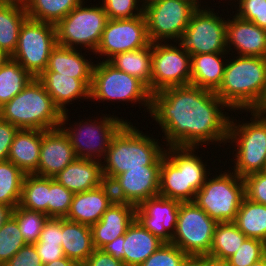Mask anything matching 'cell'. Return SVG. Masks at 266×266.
Instances as JSON below:
<instances>
[{
    "instance_id": "9a60e30c",
    "label": "cell",
    "mask_w": 266,
    "mask_h": 266,
    "mask_svg": "<svg viewBox=\"0 0 266 266\" xmlns=\"http://www.w3.org/2000/svg\"><path fill=\"white\" fill-rule=\"evenodd\" d=\"M190 80L191 55L179 43H152L151 94L190 85Z\"/></svg>"
},
{
    "instance_id": "5b68a950",
    "label": "cell",
    "mask_w": 266,
    "mask_h": 266,
    "mask_svg": "<svg viewBox=\"0 0 266 266\" xmlns=\"http://www.w3.org/2000/svg\"><path fill=\"white\" fill-rule=\"evenodd\" d=\"M62 115L43 84L35 77L19 94L0 107V118L18 129H56L60 127Z\"/></svg>"
},
{
    "instance_id": "4316f807",
    "label": "cell",
    "mask_w": 266,
    "mask_h": 266,
    "mask_svg": "<svg viewBox=\"0 0 266 266\" xmlns=\"http://www.w3.org/2000/svg\"><path fill=\"white\" fill-rule=\"evenodd\" d=\"M163 243L135 219L124 234V265L140 266Z\"/></svg>"
},
{
    "instance_id": "d6a6232c",
    "label": "cell",
    "mask_w": 266,
    "mask_h": 266,
    "mask_svg": "<svg viewBox=\"0 0 266 266\" xmlns=\"http://www.w3.org/2000/svg\"><path fill=\"white\" fill-rule=\"evenodd\" d=\"M85 0H23L28 18L56 25Z\"/></svg>"
},
{
    "instance_id": "ee69618b",
    "label": "cell",
    "mask_w": 266,
    "mask_h": 266,
    "mask_svg": "<svg viewBox=\"0 0 266 266\" xmlns=\"http://www.w3.org/2000/svg\"><path fill=\"white\" fill-rule=\"evenodd\" d=\"M239 7L235 15L266 30V0H234Z\"/></svg>"
},
{
    "instance_id": "4fadbf2b",
    "label": "cell",
    "mask_w": 266,
    "mask_h": 266,
    "mask_svg": "<svg viewBox=\"0 0 266 266\" xmlns=\"http://www.w3.org/2000/svg\"><path fill=\"white\" fill-rule=\"evenodd\" d=\"M217 222L194 202H181L171 243L187 255H208Z\"/></svg>"
},
{
    "instance_id": "9f6ffc18",
    "label": "cell",
    "mask_w": 266,
    "mask_h": 266,
    "mask_svg": "<svg viewBox=\"0 0 266 266\" xmlns=\"http://www.w3.org/2000/svg\"><path fill=\"white\" fill-rule=\"evenodd\" d=\"M209 266H230L227 261L217 260L209 256Z\"/></svg>"
},
{
    "instance_id": "be15d7a7",
    "label": "cell",
    "mask_w": 266,
    "mask_h": 266,
    "mask_svg": "<svg viewBox=\"0 0 266 266\" xmlns=\"http://www.w3.org/2000/svg\"><path fill=\"white\" fill-rule=\"evenodd\" d=\"M263 258H264L265 261H266V243H265V246H264V255H263Z\"/></svg>"
},
{
    "instance_id": "c3c4849f",
    "label": "cell",
    "mask_w": 266,
    "mask_h": 266,
    "mask_svg": "<svg viewBox=\"0 0 266 266\" xmlns=\"http://www.w3.org/2000/svg\"><path fill=\"white\" fill-rule=\"evenodd\" d=\"M18 128L0 118V162L8 160V154Z\"/></svg>"
},
{
    "instance_id": "7c38bea8",
    "label": "cell",
    "mask_w": 266,
    "mask_h": 266,
    "mask_svg": "<svg viewBox=\"0 0 266 266\" xmlns=\"http://www.w3.org/2000/svg\"><path fill=\"white\" fill-rule=\"evenodd\" d=\"M56 46L54 24L27 18L21 25L17 48L11 58L37 78L46 70L51 51Z\"/></svg>"
},
{
    "instance_id": "681fc988",
    "label": "cell",
    "mask_w": 266,
    "mask_h": 266,
    "mask_svg": "<svg viewBox=\"0 0 266 266\" xmlns=\"http://www.w3.org/2000/svg\"><path fill=\"white\" fill-rule=\"evenodd\" d=\"M38 241L62 242V218H48Z\"/></svg>"
},
{
    "instance_id": "f35d334b",
    "label": "cell",
    "mask_w": 266,
    "mask_h": 266,
    "mask_svg": "<svg viewBox=\"0 0 266 266\" xmlns=\"http://www.w3.org/2000/svg\"><path fill=\"white\" fill-rule=\"evenodd\" d=\"M26 244L17 221L11 216L0 228V266L5 265Z\"/></svg>"
},
{
    "instance_id": "d6986e66",
    "label": "cell",
    "mask_w": 266,
    "mask_h": 266,
    "mask_svg": "<svg viewBox=\"0 0 266 266\" xmlns=\"http://www.w3.org/2000/svg\"><path fill=\"white\" fill-rule=\"evenodd\" d=\"M76 158L70 140L60 127L44 130L38 169L33 174L54 178Z\"/></svg>"
},
{
    "instance_id": "1f68e13d",
    "label": "cell",
    "mask_w": 266,
    "mask_h": 266,
    "mask_svg": "<svg viewBox=\"0 0 266 266\" xmlns=\"http://www.w3.org/2000/svg\"><path fill=\"white\" fill-rule=\"evenodd\" d=\"M233 223L247 238L266 243V205L244 197Z\"/></svg>"
},
{
    "instance_id": "4dcf8cb0",
    "label": "cell",
    "mask_w": 266,
    "mask_h": 266,
    "mask_svg": "<svg viewBox=\"0 0 266 266\" xmlns=\"http://www.w3.org/2000/svg\"><path fill=\"white\" fill-rule=\"evenodd\" d=\"M107 62L114 68L138 78L151 93L152 43L141 49L117 54Z\"/></svg>"
},
{
    "instance_id": "f546056e",
    "label": "cell",
    "mask_w": 266,
    "mask_h": 266,
    "mask_svg": "<svg viewBox=\"0 0 266 266\" xmlns=\"http://www.w3.org/2000/svg\"><path fill=\"white\" fill-rule=\"evenodd\" d=\"M27 18L23 1L0 4V49L10 57L17 48L19 31Z\"/></svg>"
},
{
    "instance_id": "8992f818",
    "label": "cell",
    "mask_w": 266,
    "mask_h": 266,
    "mask_svg": "<svg viewBox=\"0 0 266 266\" xmlns=\"http://www.w3.org/2000/svg\"><path fill=\"white\" fill-rule=\"evenodd\" d=\"M250 121L236 123L230 118L227 143H235L233 172L241 178L266 171V113L248 110ZM235 120V122H234Z\"/></svg>"
},
{
    "instance_id": "91938a15",
    "label": "cell",
    "mask_w": 266,
    "mask_h": 266,
    "mask_svg": "<svg viewBox=\"0 0 266 266\" xmlns=\"http://www.w3.org/2000/svg\"><path fill=\"white\" fill-rule=\"evenodd\" d=\"M156 1H159V0H139L140 4L142 3L141 6L143 8H145L146 6L152 4V3L156 2Z\"/></svg>"
},
{
    "instance_id": "11a10c76",
    "label": "cell",
    "mask_w": 266,
    "mask_h": 266,
    "mask_svg": "<svg viewBox=\"0 0 266 266\" xmlns=\"http://www.w3.org/2000/svg\"><path fill=\"white\" fill-rule=\"evenodd\" d=\"M42 266H79L75 261L67 258L66 256L51 263L43 264Z\"/></svg>"
},
{
    "instance_id": "f5cc1de1",
    "label": "cell",
    "mask_w": 266,
    "mask_h": 266,
    "mask_svg": "<svg viewBox=\"0 0 266 266\" xmlns=\"http://www.w3.org/2000/svg\"><path fill=\"white\" fill-rule=\"evenodd\" d=\"M180 266H209V255H187Z\"/></svg>"
},
{
    "instance_id": "f907efd6",
    "label": "cell",
    "mask_w": 266,
    "mask_h": 266,
    "mask_svg": "<svg viewBox=\"0 0 266 266\" xmlns=\"http://www.w3.org/2000/svg\"><path fill=\"white\" fill-rule=\"evenodd\" d=\"M81 266H125L124 263L101 249H94Z\"/></svg>"
},
{
    "instance_id": "d590c367",
    "label": "cell",
    "mask_w": 266,
    "mask_h": 266,
    "mask_svg": "<svg viewBox=\"0 0 266 266\" xmlns=\"http://www.w3.org/2000/svg\"><path fill=\"white\" fill-rule=\"evenodd\" d=\"M49 191L50 177L26 174L19 205L25 209L43 212L48 216Z\"/></svg>"
},
{
    "instance_id": "816d5d0a",
    "label": "cell",
    "mask_w": 266,
    "mask_h": 266,
    "mask_svg": "<svg viewBox=\"0 0 266 266\" xmlns=\"http://www.w3.org/2000/svg\"><path fill=\"white\" fill-rule=\"evenodd\" d=\"M124 235L117 237L112 242L105 244L101 250L105 253L111 254L116 259L122 261L124 263Z\"/></svg>"
},
{
    "instance_id": "d4e9b609",
    "label": "cell",
    "mask_w": 266,
    "mask_h": 266,
    "mask_svg": "<svg viewBox=\"0 0 266 266\" xmlns=\"http://www.w3.org/2000/svg\"><path fill=\"white\" fill-rule=\"evenodd\" d=\"M37 79L62 113L69 111L66 104L74 100H90V89L79 79L57 72H42Z\"/></svg>"
},
{
    "instance_id": "9c48e42d",
    "label": "cell",
    "mask_w": 266,
    "mask_h": 266,
    "mask_svg": "<svg viewBox=\"0 0 266 266\" xmlns=\"http://www.w3.org/2000/svg\"><path fill=\"white\" fill-rule=\"evenodd\" d=\"M98 63V64H97ZM93 66L90 99L94 101H124L139 103L150 113L152 94L138 78L100 60ZM129 101V102H128Z\"/></svg>"
},
{
    "instance_id": "f1b7e54d",
    "label": "cell",
    "mask_w": 266,
    "mask_h": 266,
    "mask_svg": "<svg viewBox=\"0 0 266 266\" xmlns=\"http://www.w3.org/2000/svg\"><path fill=\"white\" fill-rule=\"evenodd\" d=\"M67 258L81 266L93 253L91 227L62 219V244Z\"/></svg>"
},
{
    "instance_id": "ffe728a7",
    "label": "cell",
    "mask_w": 266,
    "mask_h": 266,
    "mask_svg": "<svg viewBox=\"0 0 266 266\" xmlns=\"http://www.w3.org/2000/svg\"><path fill=\"white\" fill-rule=\"evenodd\" d=\"M232 17L233 19H227L226 26L228 53L236 51L235 54L240 56L266 58V30L250 21L240 19L236 15ZM231 47L235 50L233 51Z\"/></svg>"
},
{
    "instance_id": "74e56055",
    "label": "cell",
    "mask_w": 266,
    "mask_h": 266,
    "mask_svg": "<svg viewBox=\"0 0 266 266\" xmlns=\"http://www.w3.org/2000/svg\"><path fill=\"white\" fill-rule=\"evenodd\" d=\"M12 217L17 221L27 244H34L40 239L43 226L49 218L43 212L25 209L19 204L13 209Z\"/></svg>"
},
{
    "instance_id": "44dd1931",
    "label": "cell",
    "mask_w": 266,
    "mask_h": 266,
    "mask_svg": "<svg viewBox=\"0 0 266 266\" xmlns=\"http://www.w3.org/2000/svg\"><path fill=\"white\" fill-rule=\"evenodd\" d=\"M115 201L109 182L80 193H74L70 210L65 219L92 226L100 221L103 213Z\"/></svg>"
},
{
    "instance_id": "db71d44e",
    "label": "cell",
    "mask_w": 266,
    "mask_h": 266,
    "mask_svg": "<svg viewBox=\"0 0 266 266\" xmlns=\"http://www.w3.org/2000/svg\"><path fill=\"white\" fill-rule=\"evenodd\" d=\"M13 207L0 203V228L12 216Z\"/></svg>"
},
{
    "instance_id": "603a6c76",
    "label": "cell",
    "mask_w": 266,
    "mask_h": 266,
    "mask_svg": "<svg viewBox=\"0 0 266 266\" xmlns=\"http://www.w3.org/2000/svg\"><path fill=\"white\" fill-rule=\"evenodd\" d=\"M54 179L73 193L95 189L105 183L101 161L76 158Z\"/></svg>"
},
{
    "instance_id": "60d3db41",
    "label": "cell",
    "mask_w": 266,
    "mask_h": 266,
    "mask_svg": "<svg viewBox=\"0 0 266 266\" xmlns=\"http://www.w3.org/2000/svg\"><path fill=\"white\" fill-rule=\"evenodd\" d=\"M265 242L246 238L227 262L230 266H249L263 258Z\"/></svg>"
},
{
    "instance_id": "7dc6e473",
    "label": "cell",
    "mask_w": 266,
    "mask_h": 266,
    "mask_svg": "<svg viewBox=\"0 0 266 266\" xmlns=\"http://www.w3.org/2000/svg\"><path fill=\"white\" fill-rule=\"evenodd\" d=\"M61 244L62 242L52 241H37L34 243L42 264H48L65 257Z\"/></svg>"
},
{
    "instance_id": "8d00e7d4",
    "label": "cell",
    "mask_w": 266,
    "mask_h": 266,
    "mask_svg": "<svg viewBox=\"0 0 266 266\" xmlns=\"http://www.w3.org/2000/svg\"><path fill=\"white\" fill-rule=\"evenodd\" d=\"M25 173L11 161L0 162V203L15 208L21 199Z\"/></svg>"
},
{
    "instance_id": "5bb4252c",
    "label": "cell",
    "mask_w": 266,
    "mask_h": 266,
    "mask_svg": "<svg viewBox=\"0 0 266 266\" xmlns=\"http://www.w3.org/2000/svg\"><path fill=\"white\" fill-rule=\"evenodd\" d=\"M199 6L193 13L179 44L192 56L203 53H228L227 20L210 7ZM218 14V15H217Z\"/></svg>"
},
{
    "instance_id": "83f0119b",
    "label": "cell",
    "mask_w": 266,
    "mask_h": 266,
    "mask_svg": "<svg viewBox=\"0 0 266 266\" xmlns=\"http://www.w3.org/2000/svg\"><path fill=\"white\" fill-rule=\"evenodd\" d=\"M226 55H228V53H203L192 55L190 84L215 92L222 83L227 64V59L225 61ZM222 58H224V60Z\"/></svg>"
},
{
    "instance_id": "7a4b0ae2",
    "label": "cell",
    "mask_w": 266,
    "mask_h": 266,
    "mask_svg": "<svg viewBox=\"0 0 266 266\" xmlns=\"http://www.w3.org/2000/svg\"><path fill=\"white\" fill-rule=\"evenodd\" d=\"M232 58L227 59L222 83L215 94L233 112L255 110L266 91V58L235 54Z\"/></svg>"
},
{
    "instance_id": "6da1fadb",
    "label": "cell",
    "mask_w": 266,
    "mask_h": 266,
    "mask_svg": "<svg viewBox=\"0 0 266 266\" xmlns=\"http://www.w3.org/2000/svg\"><path fill=\"white\" fill-rule=\"evenodd\" d=\"M226 109L232 111L214 91L190 84L152 94L149 114L159 123L166 148L202 147L210 142L224 146L231 118Z\"/></svg>"
},
{
    "instance_id": "484cf974",
    "label": "cell",
    "mask_w": 266,
    "mask_h": 266,
    "mask_svg": "<svg viewBox=\"0 0 266 266\" xmlns=\"http://www.w3.org/2000/svg\"><path fill=\"white\" fill-rule=\"evenodd\" d=\"M43 130L18 129L11 144L8 161L25 174L38 169Z\"/></svg>"
},
{
    "instance_id": "cb8c5ba5",
    "label": "cell",
    "mask_w": 266,
    "mask_h": 266,
    "mask_svg": "<svg viewBox=\"0 0 266 266\" xmlns=\"http://www.w3.org/2000/svg\"><path fill=\"white\" fill-rule=\"evenodd\" d=\"M81 51V52H80ZM94 63L87 59L82 50L57 45L49 56L44 72H57L81 80L89 89L92 84Z\"/></svg>"
},
{
    "instance_id": "7bdbcfd3",
    "label": "cell",
    "mask_w": 266,
    "mask_h": 266,
    "mask_svg": "<svg viewBox=\"0 0 266 266\" xmlns=\"http://www.w3.org/2000/svg\"><path fill=\"white\" fill-rule=\"evenodd\" d=\"M108 19H132L143 15L139 0H102Z\"/></svg>"
},
{
    "instance_id": "f6af8a7d",
    "label": "cell",
    "mask_w": 266,
    "mask_h": 266,
    "mask_svg": "<svg viewBox=\"0 0 266 266\" xmlns=\"http://www.w3.org/2000/svg\"><path fill=\"white\" fill-rule=\"evenodd\" d=\"M243 180L245 197L253 202L266 205V171L249 174Z\"/></svg>"
},
{
    "instance_id": "52a82bcc",
    "label": "cell",
    "mask_w": 266,
    "mask_h": 266,
    "mask_svg": "<svg viewBox=\"0 0 266 266\" xmlns=\"http://www.w3.org/2000/svg\"><path fill=\"white\" fill-rule=\"evenodd\" d=\"M222 172L213 177L210 173L193 200L217 223L233 222L245 197L243 178L233 171Z\"/></svg>"
},
{
    "instance_id": "7402d4cb",
    "label": "cell",
    "mask_w": 266,
    "mask_h": 266,
    "mask_svg": "<svg viewBox=\"0 0 266 266\" xmlns=\"http://www.w3.org/2000/svg\"><path fill=\"white\" fill-rule=\"evenodd\" d=\"M135 208L131 204L114 201L103 213L100 221L91 226L94 248L101 249L105 244L123 236L135 220Z\"/></svg>"
},
{
    "instance_id": "8fae6325",
    "label": "cell",
    "mask_w": 266,
    "mask_h": 266,
    "mask_svg": "<svg viewBox=\"0 0 266 266\" xmlns=\"http://www.w3.org/2000/svg\"><path fill=\"white\" fill-rule=\"evenodd\" d=\"M199 6L195 0H159L146 6L143 14L150 42H179Z\"/></svg>"
},
{
    "instance_id": "bcb514c9",
    "label": "cell",
    "mask_w": 266,
    "mask_h": 266,
    "mask_svg": "<svg viewBox=\"0 0 266 266\" xmlns=\"http://www.w3.org/2000/svg\"><path fill=\"white\" fill-rule=\"evenodd\" d=\"M42 262L34 244L23 246L5 265L3 266H42Z\"/></svg>"
},
{
    "instance_id": "ba28073f",
    "label": "cell",
    "mask_w": 266,
    "mask_h": 266,
    "mask_svg": "<svg viewBox=\"0 0 266 266\" xmlns=\"http://www.w3.org/2000/svg\"><path fill=\"white\" fill-rule=\"evenodd\" d=\"M105 115L100 121L98 118L97 121L87 118L85 122L81 119L79 123L75 121V125L69 123L68 127L65 125H68V112L63 113L60 128L70 140L77 158L102 161L113 137L128 122L122 117Z\"/></svg>"
},
{
    "instance_id": "6f0895ef",
    "label": "cell",
    "mask_w": 266,
    "mask_h": 266,
    "mask_svg": "<svg viewBox=\"0 0 266 266\" xmlns=\"http://www.w3.org/2000/svg\"><path fill=\"white\" fill-rule=\"evenodd\" d=\"M255 111L260 113H266V91L264 93L262 101L260 102V105L255 109Z\"/></svg>"
},
{
    "instance_id": "e575fe53",
    "label": "cell",
    "mask_w": 266,
    "mask_h": 266,
    "mask_svg": "<svg viewBox=\"0 0 266 266\" xmlns=\"http://www.w3.org/2000/svg\"><path fill=\"white\" fill-rule=\"evenodd\" d=\"M34 77L11 57L0 68V107L19 94Z\"/></svg>"
},
{
    "instance_id": "e0dca14e",
    "label": "cell",
    "mask_w": 266,
    "mask_h": 266,
    "mask_svg": "<svg viewBox=\"0 0 266 266\" xmlns=\"http://www.w3.org/2000/svg\"><path fill=\"white\" fill-rule=\"evenodd\" d=\"M160 166L130 169L109 183L115 201L139 206L144 200L159 195Z\"/></svg>"
},
{
    "instance_id": "3957f363",
    "label": "cell",
    "mask_w": 266,
    "mask_h": 266,
    "mask_svg": "<svg viewBox=\"0 0 266 266\" xmlns=\"http://www.w3.org/2000/svg\"><path fill=\"white\" fill-rule=\"evenodd\" d=\"M158 140L152 135H144L130 121L127 122L113 137L101 162L105 182L130 169L161 166L165 145Z\"/></svg>"
},
{
    "instance_id": "94428289",
    "label": "cell",
    "mask_w": 266,
    "mask_h": 266,
    "mask_svg": "<svg viewBox=\"0 0 266 266\" xmlns=\"http://www.w3.org/2000/svg\"><path fill=\"white\" fill-rule=\"evenodd\" d=\"M249 266H266V261L264 258H262L261 260L255 262Z\"/></svg>"
},
{
    "instance_id": "277c9868",
    "label": "cell",
    "mask_w": 266,
    "mask_h": 266,
    "mask_svg": "<svg viewBox=\"0 0 266 266\" xmlns=\"http://www.w3.org/2000/svg\"><path fill=\"white\" fill-rule=\"evenodd\" d=\"M196 149L199 147L165 148L160 166V196L180 202H193L210 174L202 157L195 154Z\"/></svg>"
},
{
    "instance_id": "2e32d148",
    "label": "cell",
    "mask_w": 266,
    "mask_h": 266,
    "mask_svg": "<svg viewBox=\"0 0 266 266\" xmlns=\"http://www.w3.org/2000/svg\"><path fill=\"white\" fill-rule=\"evenodd\" d=\"M150 43L144 14L132 19H108L93 54L106 56L104 61H108L117 54L141 49Z\"/></svg>"
},
{
    "instance_id": "ac0fdd59",
    "label": "cell",
    "mask_w": 266,
    "mask_h": 266,
    "mask_svg": "<svg viewBox=\"0 0 266 266\" xmlns=\"http://www.w3.org/2000/svg\"><path fill=\"white\" fill-rule=\"evenodd\" d=\"M180 203L160 195L150 197L135 208V219L164 243H171Z\"/></svg>"
},
{
    "instance_id": "ab89813d",
    "label": "cell",
    "mask_w": 266,
    "mask_h": 266,
    "mask_svg": "<svg viewBox=\"0 0 266 266\" xmlns=\"http://www.w3.org/2000/svg\"><path fill=\"white\" fill-rule=\"evenodd\" d=\"M73 196V192L69 191L54 178L50 177L48 217L66 218L71 207Z\"/></svg>"
},
{
    "instance_id": "836d02e7",
    "label": "cell",
    "mask_w": 266,
    "mask_h": 266,
    "mask_svg": "<svg viewBox=\"0 0 266 266\" xmlns=\"http://www.w3.org/2000/svg\"><path fill=\"white\" fill-rule=\"evenodd\" d=\"M246 238L233 222L217 223L208 255L217 260L227 261Z\"/></svg>"
},
{
    "instance_id": "30bf717a",
    "label": "cell",
    "mask_w": 266,
    "mask_h": 266,
    "mask_svg": "<svg viewBox=\"0 0 266 266\" xmlns=\"http://www.w3.org/2000/svg\"><path fill=\"white\" fill-rule=\"evenodd\" d=\"M82 1L56 25L57 45L95 52L108 21L102 5L84 6Z\"/></svg>"
},
{
    "instance_id": "b9f144b4",
    "label": "cell",
    "mask_w": 266,
    "mask_h": 266,
    "mask_svg": "<svg viewBox=\"0 0 266 266\" xmlns=\"http://www.w3.org/2000/svg\"><path fill=\"white\" fill-rule=\"evenodd\" d=\"M187 254L172 243H163L140 266H180Z\"/></svg>"
},
{
    "instance_id": "680465c9",
    "label": "cell",
    "mask_w": 266,
    "mask_h": 266,
    "mask_svg": "<svg viewBox=\"0 0 266 266\" xmlns=\"http://www.w3.org/2000/svg\"><path fill=\"white\" fill-rule=\"evenodd\" d=\"M9 57L10 56H8L4 51L0 49V68L8 60Z\"/></svg>"
},
{
    "instance_id": "6125c7cd",
    "label": "cell",
    "mask_w": 266,
    "mask_h": 266,
    "mask_svg": "<svg viewBox=\"0 0 266 266\" xmlns=\"http://www.w3.org/2000/svg\"><path fill=\"white\" fill-rule=\"evenodd\" d=\"M3 2H20V1H23V0H2Z\"/></svg>"
}]
</instances>
